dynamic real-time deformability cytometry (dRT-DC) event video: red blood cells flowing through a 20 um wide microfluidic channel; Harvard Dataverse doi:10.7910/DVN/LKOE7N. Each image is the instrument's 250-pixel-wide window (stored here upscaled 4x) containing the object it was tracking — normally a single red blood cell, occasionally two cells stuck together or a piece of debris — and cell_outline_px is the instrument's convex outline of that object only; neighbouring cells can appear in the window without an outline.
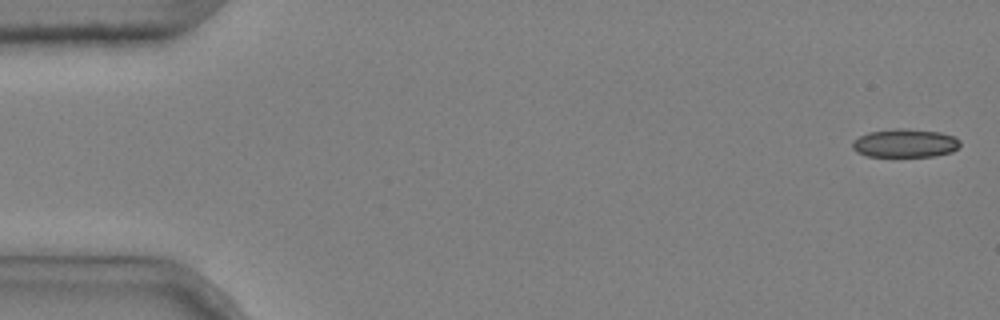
{"species": "common noctule bat (a hibernating species)", "species_latin": "Nyctalus noctula", "temperature_condition": "cold", "stored_images_in_passage": 5, "camera_frame_rate_fps": 3000, "um_per_image_px": 0.085, "animal": {"sex": "male", "body_mass_g": 20.4}, "frame": {"image": 1, "passage_image": 1, "time_ms": 0.0, "image_size_px": [1000, 320], "cell_outline_px": [[960, 144], [952, 152], [936, 156], [868, 156], [856, 152], [852, 148], [852, 140], [868, 132], [896, 128], [908, 128], [940, 132], [956, 136], [960, 140]], "centroid_in_image_um": [76.93, 12.16], "position_along_channel_um": 8.1, "area_um2": 18.03}}
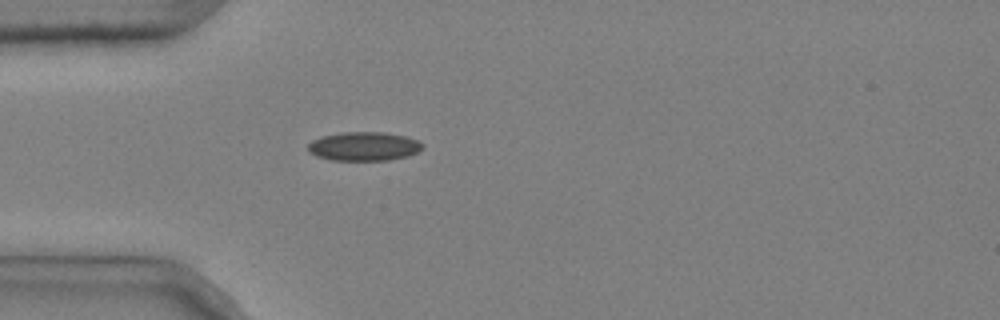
{"frame": {"image": 2, "passage_image": 5, "time_ms": 1.333, "image_size_px": [1000, 320], "cell_outline_px": [[424, 148], [408, 156], [388, 160], [332, 160], [316, 156], [308, 152], [308, 144], [312, 140], [324, 136], [340, 132], [384, 132], [404, 136], [420, 140], [424, 144]], "centroid_in_image_um": [30.95, 12.43], "position_along_channel_um": 54.0, "area_um2": 19.36}}